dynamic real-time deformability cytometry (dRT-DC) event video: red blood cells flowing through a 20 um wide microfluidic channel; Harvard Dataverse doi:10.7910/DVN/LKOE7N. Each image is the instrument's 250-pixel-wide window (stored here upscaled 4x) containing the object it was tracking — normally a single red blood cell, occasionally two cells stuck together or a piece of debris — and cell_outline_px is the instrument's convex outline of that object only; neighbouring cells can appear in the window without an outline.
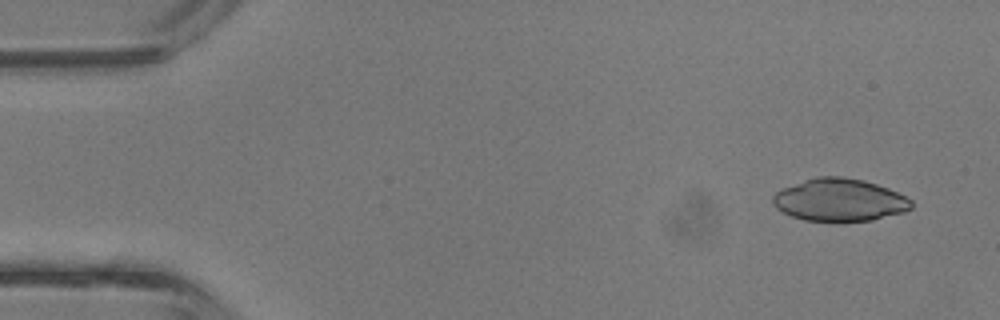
{"species": "common noctule bat (a hibernating species)", "species_latin": "Nyctalus noctula", "temperature_condition": "room temperature", "stored_images_in_passage": 3, "camera_frame_rate_fps": 3000, "um_per_image_px": 0.085, "animal": {"sex": "male", "body_mass_g": 13.3}, "frame": {"image": 1, "passage_image": 1, "time_ms": 0.0, "image_size_px": [1000, 320], "cell_outline_px": [[912, 208], [904, 212], [872, 220], [804, 220], [792, 216], [776, 208], [772, 204], [772, 196], [776, 192], [784, 188], [804, 180], [816, 176], [840, 176], [864, 180], [888, 188], [912, 200]], "centroid_in_image_um": [71.35, 16.98], "position_along_channel_um": 13.6, "area_um2": 33.99}}